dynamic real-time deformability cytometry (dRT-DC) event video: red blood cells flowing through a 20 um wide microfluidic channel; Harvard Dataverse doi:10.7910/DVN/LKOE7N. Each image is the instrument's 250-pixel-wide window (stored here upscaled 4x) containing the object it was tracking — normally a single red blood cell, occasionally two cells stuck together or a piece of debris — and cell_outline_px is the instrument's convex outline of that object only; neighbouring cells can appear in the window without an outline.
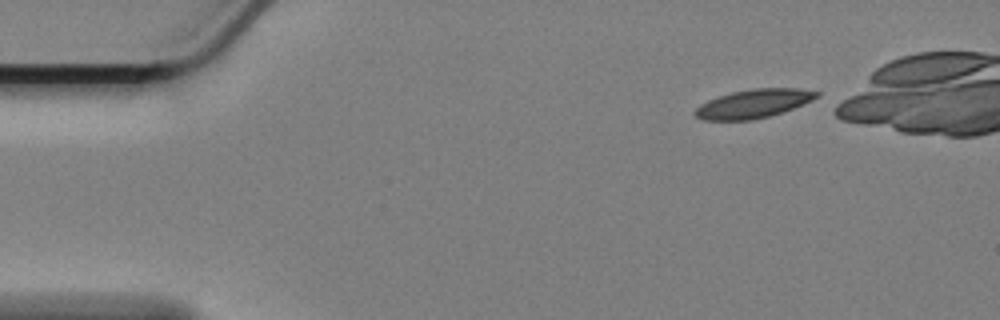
{"species": "Egyptian fruit bat (a non-hibernating species)", "species_latin": "Rousettus aegyptiacus", "temperature_condition": "cold", "stored_images_in_passage": 42, "camera_frame_rate_fps": 3000, "um_per_image_px": 0.085, "animal": {"sex": "female"}, "frame": {"image": 1, "passage_image": 1, "time_ms": 0.0, "image_size_px": [1000, 320], "cell_outline_px": [[820, 96], [804, 104], [784, 112], [752, 120], [704, 120], [696, 116], [692, 112], [700, 104], [708, 100], [732, 92], [752, 88], [800, 88], [820, 92]], "centroid_in_image_um": [64.08, 8.81], "position_along_channel_um": 20.9, "area_um2": 20.4}}
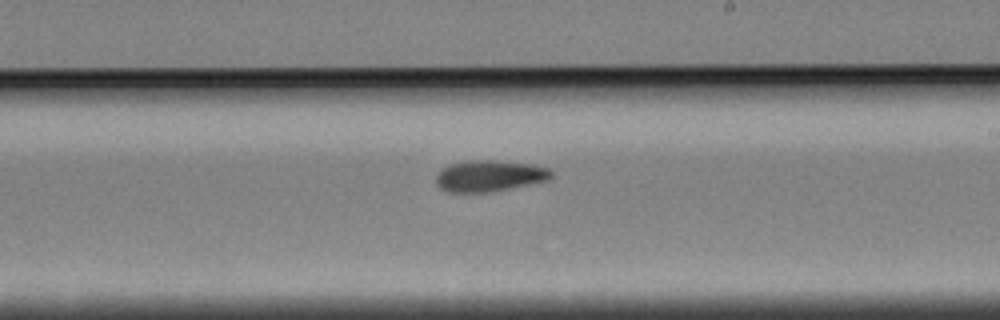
{"frame": {"image": 2, "passage_image": 28, "time_ms": 9.0, "image_size_px": [1000, 320], "cell_outline_px": [[552, 176], [548, 180], [488, 192], [448, 192], [440, 188], [436, 184], [436, 176], [440, 168], [452, 164], [468, 160], [492, 160], [532, 164], [548, 168], [552, 172]], "centroid_in_image_um": [41.56, 14.94], "position_along_channel_um": 247.4, "area_um2": 20.87}}
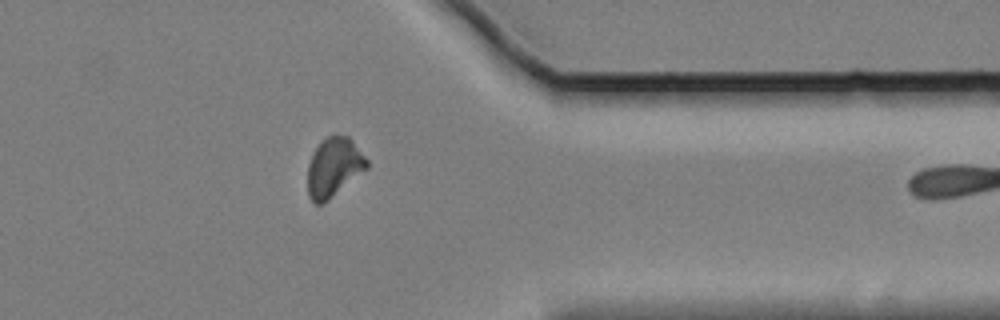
{"frame": {"image": 3, "passage_image": 41, "time_ms": 13.333, "image_size_px": [1000, 320], "cell_outline_px": [[368, 168], [328, 200], [320, 204], [316, 204], [308, 196], [308, 164], [312, 152], [328, 136], [336, 132], [348, 136], [352, 140], [368, 160]], "centroid_in_image_um": [28.38, 14.19], "position_along_channel_um": 383.0, "area_um2": 20.4}}